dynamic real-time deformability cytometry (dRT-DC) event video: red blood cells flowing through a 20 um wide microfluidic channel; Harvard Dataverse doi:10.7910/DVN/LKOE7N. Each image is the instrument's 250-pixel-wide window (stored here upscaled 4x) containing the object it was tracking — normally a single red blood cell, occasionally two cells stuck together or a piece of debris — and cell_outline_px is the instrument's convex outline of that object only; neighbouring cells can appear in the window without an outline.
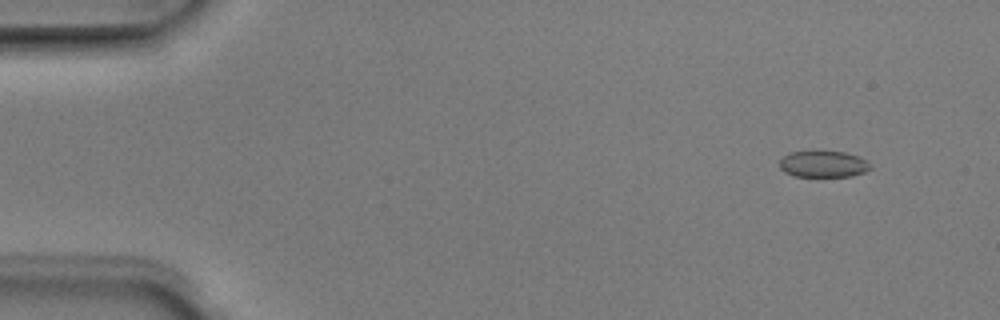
{"species": "Egyptian fruit bat (a non-hibernating species)", "species_latin": "Rousettus aegyptiacus", "temperature_condition": "room temperature", "stored_images_in_passage": 6, "camera_frame_rate_fps": 3000, "um_per_image_px": 0.085, "animal": {"sex": "male"}, "frame": {"image": 1, "passage_image": 2, "time_ms": 0.333, "image_size_px": [1000, 320], "cell_outline_px": [[872, 168], [864, 172], [852, 176], [792, 176], [784, 172], [780, 168], [780, 160], [788, 152], [816, 148], [844, 152], [860, 156], [872, 164]], "centroid_in_image_um": [69.97, 13.89], "position_along_channel_um": 15.0, "area_um2": 14.8}}
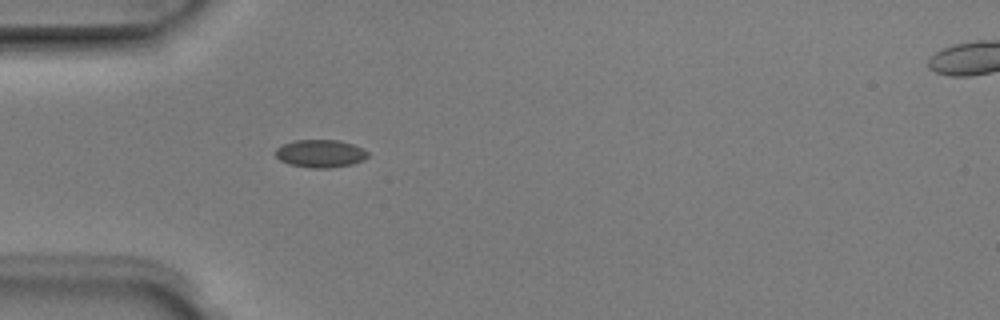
{"frame": {"image": 2, "passage_image": 5, "time_ms": 1.333, "image_size_px": [1000, 320], "cell_outline_px": [[368, 156], [364, 160], [352, 164], [328, 168], [312, 168], [288, 164], [280, 160], [276, 156], [276, 148], [284, 144], [296, 140], [340, 140], [352, 144], [368, 152]], "centroid_in_image_um": [27.23, 13.05], "position_along_channel_um": 57.8, "area_um2": 14.85}}